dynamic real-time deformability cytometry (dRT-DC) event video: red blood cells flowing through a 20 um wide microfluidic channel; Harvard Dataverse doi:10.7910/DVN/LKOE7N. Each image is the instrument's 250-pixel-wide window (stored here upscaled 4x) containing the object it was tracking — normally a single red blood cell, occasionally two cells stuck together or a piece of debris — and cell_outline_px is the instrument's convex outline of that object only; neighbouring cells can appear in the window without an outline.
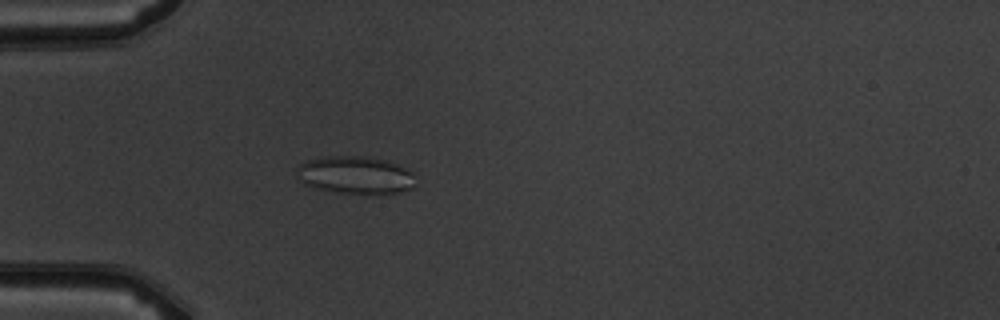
{"species": "common noctule bat (a hibernating species)", "species_latin": "Nyctalus noctula", "temperature_condition": "warm", "stored_images_in_passage": 5, "camera_frame_rate_fps": 3000, "um_per_image_px": 0.085, "animal": {"sex": "male", "body_mass_g": 19.5, "forearm_length_mm": 54.6}, "frame": {"image": 1, "passage_image": 5, "time_ms": 4.333, "image_size_px": [1000, 320], "cell_outline_px": [[412, 176], [408, 188], [396, 192], [336, 192], [316, 188], [304, 184], [296, 176], [300, 164], [308, 160], [324, 156], [368, 156], [388, 160], [412, 172]], "centroid_in_image_um": [30.1, 14.83], "position_along_channel_um": 54.9, "area_um2": 25.2}}